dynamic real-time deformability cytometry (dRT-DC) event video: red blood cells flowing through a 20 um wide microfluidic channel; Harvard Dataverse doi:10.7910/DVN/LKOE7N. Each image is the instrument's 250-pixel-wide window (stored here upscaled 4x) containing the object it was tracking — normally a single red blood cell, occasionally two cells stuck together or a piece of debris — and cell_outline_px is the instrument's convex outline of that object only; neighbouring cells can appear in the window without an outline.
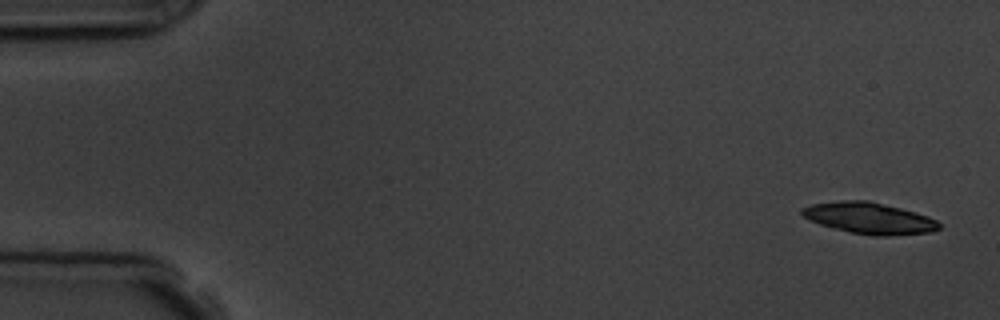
{"species": "common noctule bat (a hibernating species)", "species_latin": "Nyctalus noctula", "temperature_condition": "room temperature", "stored_images_in_passage": 7, "camera_frame_rate_fps": 3000, "um_per_image_px": 0.085, "animal": {"sex": "male", "body_mass_g": 19.5, "forearm_length_mm": 54.6}, "frame": {"image": 1, "passage_image": 1, "time_ms": 0.0, "image_size_px": [1000, 320], "cell_outline_px": [[940, 228], [932, 232], [888, 236], [872, 236], [832, 228], [820, 224], [804, 216], [800, 212], [800, 208], [812, 204], [840, 200], [868, 200], [916, 212], [928, 216], [936, 220], [940, 224]], "centroid_in_image_um": [73.9, 18.54], "position_along_channel_um": 11.1, "area_um2": 25.03}}
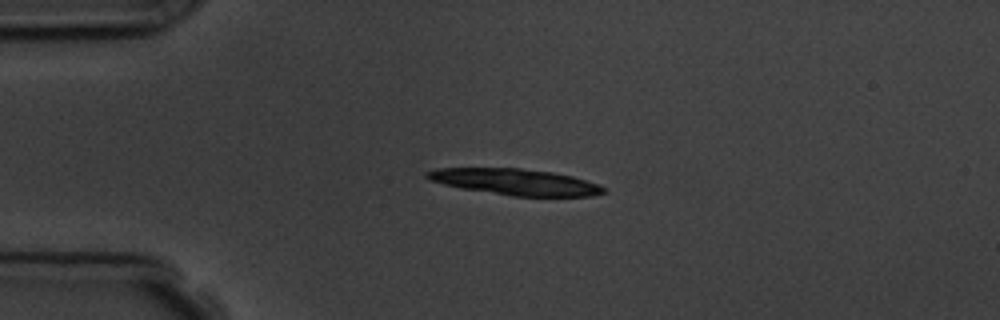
{"frame": {"image": 2, "passage_image": 4, "time_ms": 3.667, "image_size_px": [1000, 320], "cell_outline_px": [[608, 192], [592, 196], [512, 196], [460, 188], [444, 184], [432, 180], [424, 176], [424, 172], [436, 168], [520, 168], [552, 172], [572, 176], [600, 184], [608, 188]], "centroid_in_image_um": [43.85, 15.46], "position_along_channel_um": 41.2, "area_um2": 27.11}}